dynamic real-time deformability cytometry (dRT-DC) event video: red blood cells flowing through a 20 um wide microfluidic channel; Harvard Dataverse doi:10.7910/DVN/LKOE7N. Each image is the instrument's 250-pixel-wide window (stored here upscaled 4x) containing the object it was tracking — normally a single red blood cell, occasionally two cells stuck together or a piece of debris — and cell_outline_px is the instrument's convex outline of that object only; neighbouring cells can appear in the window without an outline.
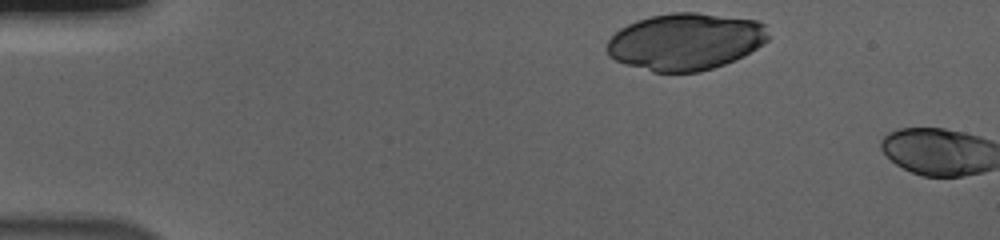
{"species": "human", "species_latin": "Homo sapiens", "temperature_condition": "cold", "stored_images_in_passage": 3, "camera_frame_rate_fps": 3000, "um_per_image_px": 0.085, "donor": {"sex": "male"}, "frame": {"image": 1, "passage_image": 1, "time_ms": 0.0, "image_size_px": [1000, 240], "cell_outline_px": [[768, 40], [764, 44], [744, 56], [724, 64], [700, 72], [652, 72], [624, 64], [608, 56], [604, 48], [608, 40], [620, 28], [636, 20], [652, 16], [672, 12], [696, 12], [756, 20], [764, 24], [768, 36]], "centroid_in_image_um": [58.24, 3.54], "position_along_channel_um": 26.8, "area_um2": 53.81}}